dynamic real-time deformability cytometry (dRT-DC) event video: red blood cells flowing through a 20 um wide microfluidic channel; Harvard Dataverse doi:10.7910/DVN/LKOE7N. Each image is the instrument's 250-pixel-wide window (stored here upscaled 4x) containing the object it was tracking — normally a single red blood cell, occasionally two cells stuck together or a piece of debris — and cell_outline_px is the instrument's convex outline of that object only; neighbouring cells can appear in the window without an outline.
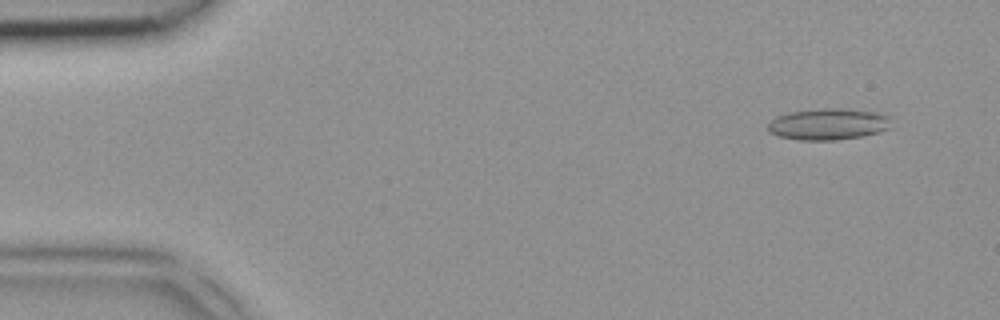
{"species": "common noctule bat (a hibernating species)", "species_latin": "Nyctalus noctula", "temperature_condition": "room temperature", "stored_images_in_passage": 4, "camera_frame_rate_fps": 3000, "um_per_image_px": 0.085, "animal": {"sex": "female", "body_mass_g": 18.4}, "frame": {"image": 1, "passage_image": 1, "time_ms": 0.0, "image_size_px": [1000, 320], "cell_outline_px": [[892, 128], [880, 132], [860, 136], [836, 140], [800, 140], [780, 136], [768, 132], [768, 124], [776, 116], [788, 112], [820, 108], [848, 108], [880, 112], [892, 116]], "centroid_in_image_um": [70.49, 10.53], "position_along_channel_um": 14.5, "area_um2": 23.12}}
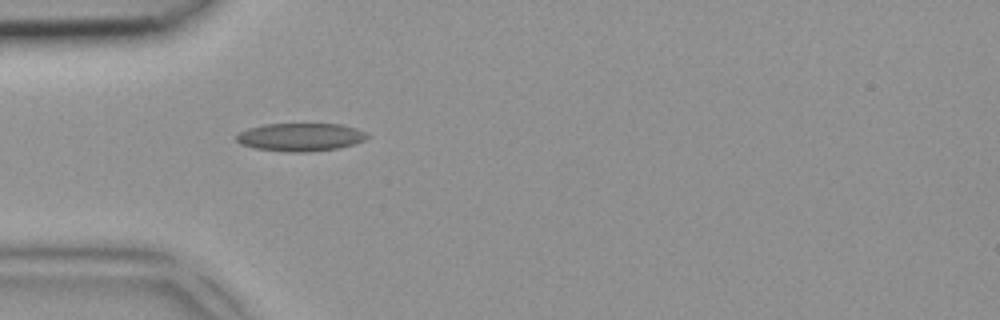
{"frame": {"image": 2, "passage_image": 4, "time_ms": 1.0, "image_size_px": [1000, 320], "cell_outline_px": [[368, 136], [364, 140], [340, 148], [308, 152], [288, 152], [256, 148], [240, 144], [236, 140], [236, 136], [240, 132], [248, 128], [264, 124], [340, 124], [356, 128], [364, 132]], "centroid_in_image_um": [25.52, 11.65], "position_along_channel_um": 59.5, "area_um2": 21.27}}